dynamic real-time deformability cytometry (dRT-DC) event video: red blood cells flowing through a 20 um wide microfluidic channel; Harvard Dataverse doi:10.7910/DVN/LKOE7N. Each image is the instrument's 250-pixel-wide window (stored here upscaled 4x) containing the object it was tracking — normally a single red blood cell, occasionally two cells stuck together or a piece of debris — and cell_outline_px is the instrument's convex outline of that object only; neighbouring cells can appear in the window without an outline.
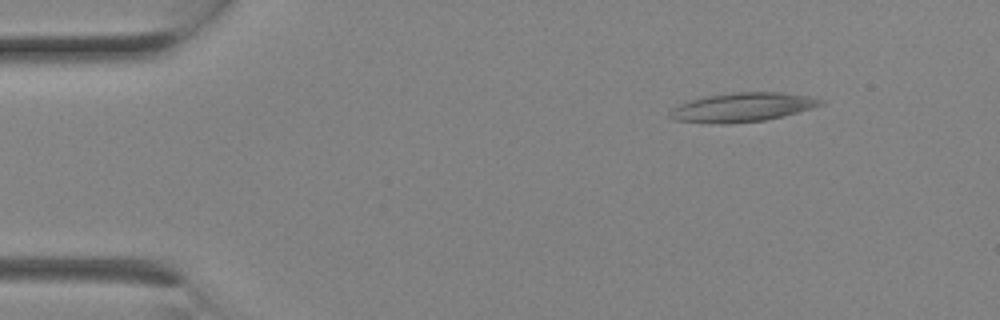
{"species": "Egyptian fruit bat (a non-hibernating species)", "species_latin": "Rousettus aegyptiacus", "temperature_condition": "room temperature", "stored_images_in_passage": 2, "camera_frame_rate_fps": 3000, "um_per_image_px": 0.085, "animal": {"sex": "female"}, "frame": {"image": 1, "passage_image": 1, "time_ms": 0.0, "image_size_px": [1000, 320], "cell_outline_px": [[824, 104], [812, 108], [784, 116], [764, 120], [724, 124], [720, 124], [672, 120], [668, 116], [668, 112], [672, 108], [680, 104], [704, 96], [732, 92], [780, 92], [808, 96], [824, 100]], "centroid_in_image_um": [63.08, 9.12], "position_along_channel_um": 21.9, "area_um2": 25.55}}